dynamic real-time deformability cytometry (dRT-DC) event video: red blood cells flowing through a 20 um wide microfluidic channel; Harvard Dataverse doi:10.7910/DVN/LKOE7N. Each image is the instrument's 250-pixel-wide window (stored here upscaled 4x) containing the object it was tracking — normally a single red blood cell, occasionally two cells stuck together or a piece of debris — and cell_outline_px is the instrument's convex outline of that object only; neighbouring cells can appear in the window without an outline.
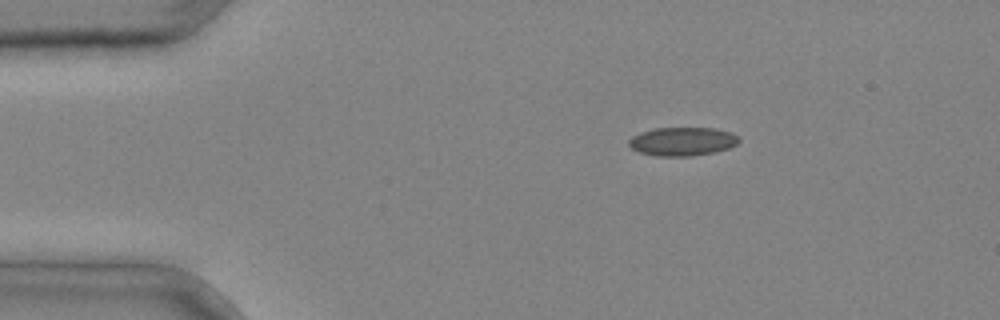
{"species": "common noctule bat (a hibernating species)", "species_latin": "Nyctalus noctula", "temperature_condition": "cold", "stored_images_in_passage": 2, "camera_frame_rate_fps": 3000, "um_per_image_px": 0.085, "animal": {"sex": "male", "body_mass_g": 20.4}, "frame": {"image": 1, "passage_image": 1, "time_ms": 0.0, "image_size_px": [1000, 320], "cell_outline_px": [[740, 140], [736, 144], [728, 148], [712, 152], [692, 156], [656, 156], [640, 152], [632, 148], [628, 144], [628, 140], [632, 136], [640, 132], [656, 128], [716, 128], [732, 132]], "centroid_in_image_um": [57.99, 12.02], "position_along_channel_um": 27.0, "area_um2": 18.26}}